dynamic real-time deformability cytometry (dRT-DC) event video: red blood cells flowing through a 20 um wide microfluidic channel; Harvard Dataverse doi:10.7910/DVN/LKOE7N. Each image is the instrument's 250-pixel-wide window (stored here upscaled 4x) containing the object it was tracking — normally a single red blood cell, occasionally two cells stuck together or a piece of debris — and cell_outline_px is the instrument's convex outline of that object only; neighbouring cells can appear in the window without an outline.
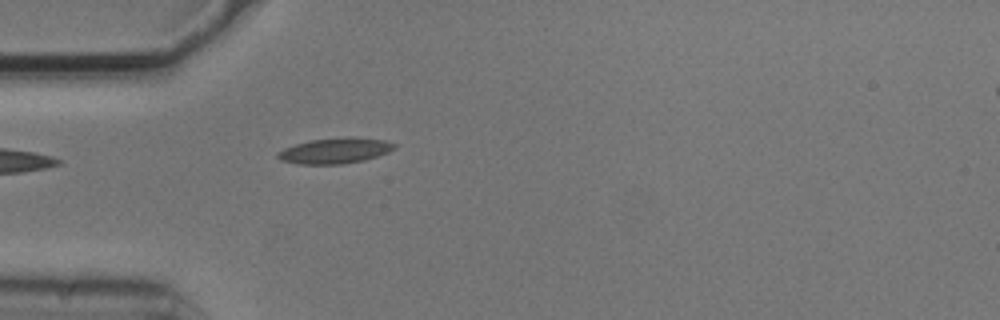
{"species": "common noctule bat (a hibernating species)", "species_latin": "Nyctalus noctula", "temperature_condition": "cold", "stored_images_in_passage": 4, "camera_frame_rate_fps": 3000, "um_per_image_px": 0.085, "animal": {"sex": "male", "body_mass_g": 20.5, "forearm_length_mm": 52.5}, "frame": {"image": 1, "passage_image": 4, "time_ms": 1.0, "image_size_px": [1000, 320], "cell_outline_px": [[396, 148], [388, 152], [364, 160], [344, 164], [296, 164], [280, 160], [276, 156], [276, 152], [284, 148], [296, 144], [312, 140], [384, 140], [396, 144]], "centroid_in_image_um": [28.39, 12.87], "position_along_channel_um": 56.6, "area_um2": 16.42}}